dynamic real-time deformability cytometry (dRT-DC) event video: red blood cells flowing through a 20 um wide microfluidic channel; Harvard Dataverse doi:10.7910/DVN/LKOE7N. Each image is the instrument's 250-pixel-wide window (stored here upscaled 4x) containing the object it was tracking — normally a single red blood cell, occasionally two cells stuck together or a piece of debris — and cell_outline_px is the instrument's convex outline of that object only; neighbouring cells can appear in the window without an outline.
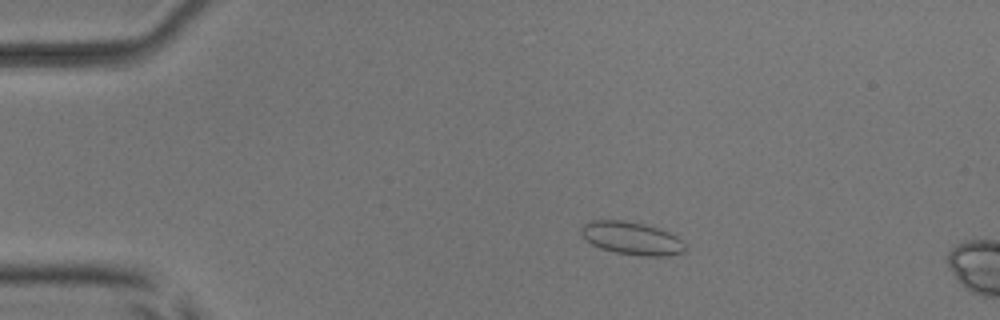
{"species": "common noctule bat (a hibernating species)", "species_latin": "Nyctalus noctula", "temperature_condition": "room temperature", "stored_images_in_passage": 4, "camera_frame_rate_fps": 3000, "um_per_image_px": 0.085, "animal": {"sex": "male", "body_mass_g": 17.9, "forearm_length_mm": 54.2}, "frame": {"image": 1, "passage_image": 3, "time_ms": 2.333, "image_size_px": [1000, 320], "cell_outline_px": [[684, 252], [668, 256], [644, 256], [616, 252], [600, 248], [592, 244], [580, 232], [580, 228], [588, 220], [624, 220], [644, 224], [668, 232], [676, 236], [684, 244]], "centroid_in_image_um": [53.67, 20.24], "position_along_channel_um": 31.3, "area_um2": 19.71}}